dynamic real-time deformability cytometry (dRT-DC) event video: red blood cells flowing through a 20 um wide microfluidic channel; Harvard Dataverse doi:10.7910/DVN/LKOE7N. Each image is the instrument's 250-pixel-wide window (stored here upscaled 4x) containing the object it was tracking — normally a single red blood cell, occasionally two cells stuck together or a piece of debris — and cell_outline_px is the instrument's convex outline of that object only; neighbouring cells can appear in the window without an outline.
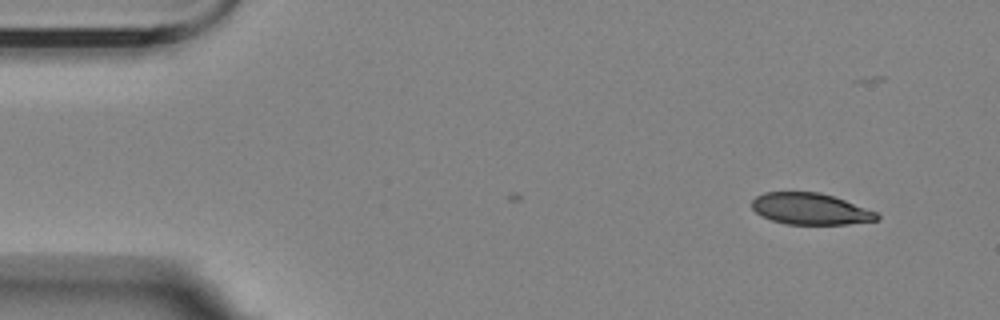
{"species": "Egyptian fruit bat (a non-hibernating species)", "species_latin": "Rousettus aegyptiacus", "temperature_condition": "room temperature", "stored_images_in_passage": 45, "camera_frame_rate_fps": 3000, "um_per_image_px": 0.085, "animal": {"sex": "female"}, "frame": {"image": 1, "passage_image": 1, "time_ms": 0.0, "image_size_px": [1000, 320], "cell_outline_px": [[880, 220], [848, 224], [788, 224], [772, 220], [760, 216], [752, 208], [752, 200], [756, 196], [764, 192], [820, 192], [844, 200], [876, 212], [880, 216]], "centroid_in_image_um": [68.86, 17.76], "position_along_channel_um": 16.1, "area_um2": 22.83}}
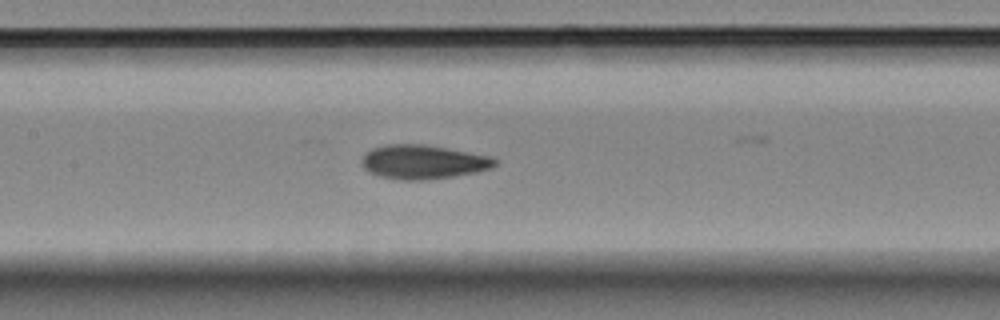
{"frame": {"image": 2, "passage_image": 22, "time_ms": 7.0, "image_size_px": [1000, 320], "cell_outline_px": [[496, 164], [492, 168], [476, 172], [452, 176], [424, 180], [396, 180], [380, 176], [364, 168], [360, 160], [372, 148], [384, 144], [424, 144], [492, 156], [496, 160]], "centroid_in_image_um": [35.97, 13.76], "position_along_channel_um": 171.4, "area_um2": 26.36}}
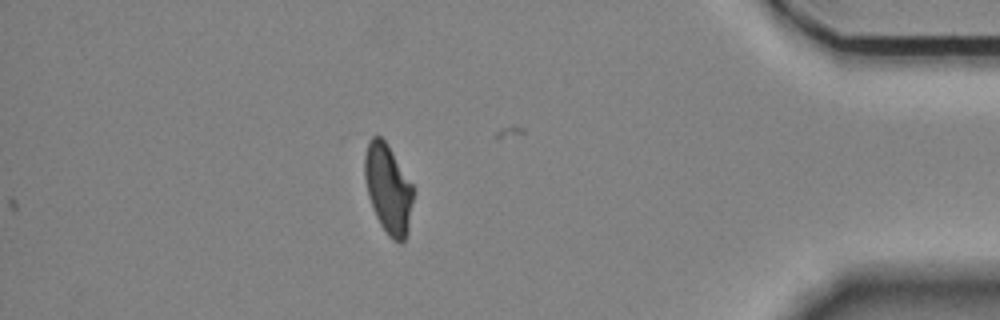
{"frame": {"image": 3, "passage_image": 45, "time_ms": 14.667, "image_size_px": [1000, 320], "cell_outline_px": [[412, 200], [408, 232], [404, 240], [400, 244], [392, 240], [388, 236], [380, 224], [372, 208], [368, 196], [364, 176], [364, 156], [368, 140], [372, 136], [380, 136], [388, 144], [412, 184]], "centroid_in_image_um": [32.97, 16.05], "position_along_channel_um": 402.2, "area_um2": 25.26}, "authors_computed_cell_mechanics": {"area_um2": 25.721, "velocity_mm_per_s": 3.5504, "shape_relaxation_time_tau1_ms": 4.9685, "shape_relaxation_time_tau2_ms": 2.7881, "deformation_change_tau1": 0.1616, "deformation_change_tau2": 0.0888}}